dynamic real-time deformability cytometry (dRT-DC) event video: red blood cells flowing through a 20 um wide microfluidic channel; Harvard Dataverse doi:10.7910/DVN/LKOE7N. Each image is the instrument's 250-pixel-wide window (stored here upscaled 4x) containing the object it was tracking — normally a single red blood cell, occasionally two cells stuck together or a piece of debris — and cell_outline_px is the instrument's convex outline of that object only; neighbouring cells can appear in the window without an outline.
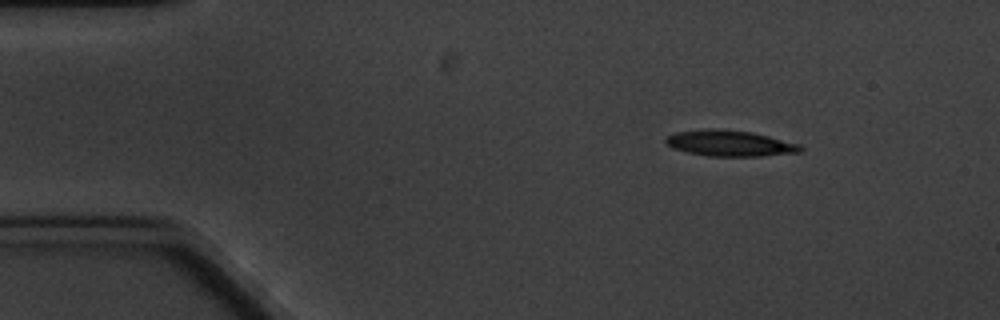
{"species": "common noctule bat (a hibernating species)", "species_latin": "Nyctalus noctula", "temperature_condition": "cold", "stored_images_in_passage": 5, "camera_frame_rate_fps": 3000, "um_per_image_px": 0.085, "animal": {"sex": "male", "body_mass_g": 20.1, "forearm_length_mm": 53.5}, "frame": {"image": 1, "passage_image": 2, "time_ms": 1.0, "image_size_px": [1000, 320], "cell_outline_px": [[804, 148], [800, 152], [764, 156], [708, 156], [688, 152], [672, 148], [664, 140], [668, 136], [676, 132], [708, 128], [712, 128], [752, 132], [800, 144]], "centroid_in_image_um": [62.05, 12.18], "position_along_channel_um": 23.0, "area_um2": 20.29}}
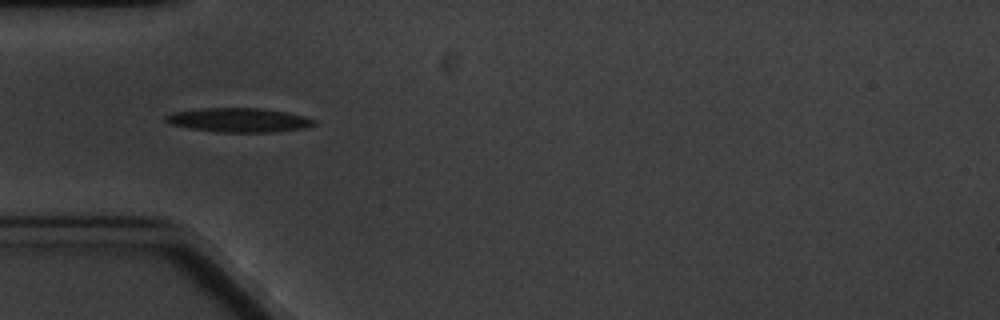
{"frame": {"image": 2, "passage_image": 5, "time_ms": 4.333, "image_size_px": [1000, 320], "cell_outline_px": [[316, 124], [304, 128], [272, 132], [216, 132], [192, 128], [172, 124], [164, 120], [164, 116], [172, 112], [204, 108], [260, 108], [288, 112], [304, 116], [316, 120]], "centroid_in_image_um": [20.32, 10.2], "position_along_channel_um": 64.7, "area_um2": 20.81}}